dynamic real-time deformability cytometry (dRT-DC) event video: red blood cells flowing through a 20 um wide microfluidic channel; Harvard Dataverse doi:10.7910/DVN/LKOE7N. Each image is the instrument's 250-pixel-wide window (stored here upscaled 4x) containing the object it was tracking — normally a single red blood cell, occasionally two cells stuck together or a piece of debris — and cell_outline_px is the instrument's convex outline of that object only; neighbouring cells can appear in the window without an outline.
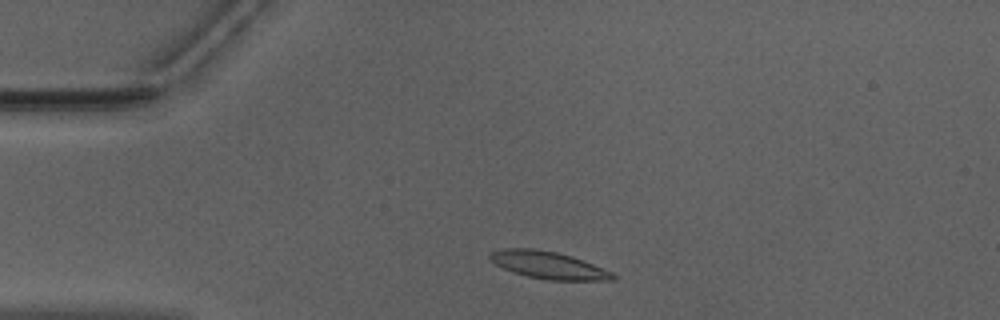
{"species": "Egyptian fruit bat (a non-hibernating species)", "species_latin": "Rousettus aegyptiacus", "temperature_condition": "warm", "stored_images_in_passage": 41, "camera_frame_rate_fps": 3000, "um_per_image_px": 0.085, "animal": {"sex": "male"}, "frame": {"image": 1, "passage_image": 1, "time_ms": 0.0, "image_size_px": [1000, 320], "cell_outline_px": [[616, 280], [548, 280], [528, 276], [512, 272], [488, 260], [488, 256], [492, 252], [500, 248], [532, 248], [556, 252], [572, 256], [612, 272], [616, 276]], "centroid_in_image_um": [46.58, 22.53], "position_along_channel_um": 38.4, "area_um2": 19.48}}
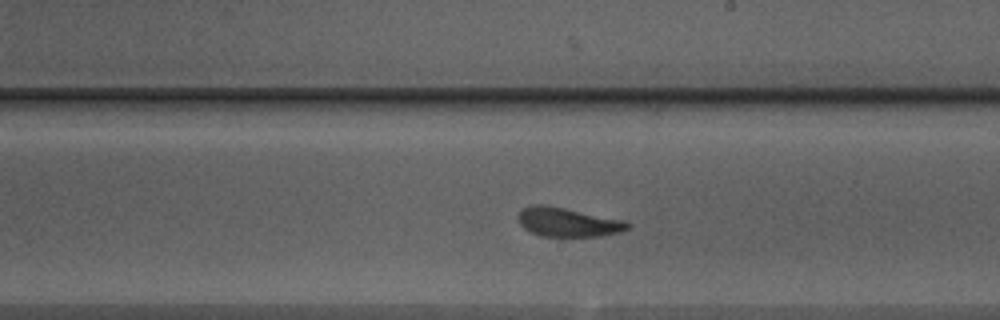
{"frame": {"image": 2, "passage_image": 19, "time_ms": 6.0, "image_size_px": [1000, 320], "cell_outline_px": [[632, 228], [620, 232], [600, 236], [540, 236], [524, 228], [520, 224], [516, 216], [524, 208], [532, 204], [544, 204], [624, 220], [632, 224]], "centroid_in_image_um": [48.28, 18.88], "position_along_channel_um": 240.7, "area_um2": 18.55}}
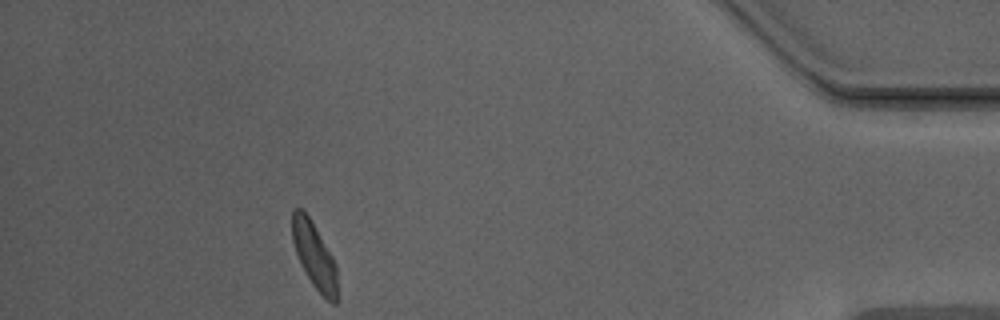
{"frame": {"image": 3, "passage_image": 36, "time_ms": 11.667, "image_size_px": [1000, 320], "cell_outline_px": [[336, 304], [332, 304], [312, 284], [300, 264], [292, 240], [292, 212], [296, 208], [304, 208], [332, 256], [336, 264]], "centroid_in_image_um": [26.69, 21.67], "position_along_channel_um": 408.5, "area_um2": 17.05}, "authors_computed_cell_mechanics": {"area_um2": 18.5538, "velocity_mm_per_s": 3.9506, "shape_relaxation_time_tau1_ms": 2.4964, "shape_relaxation_time_tau2_ms": 1.995, "deformation_change_tau1": 0.1135, "deformation_change_tau2": 0.0889}}